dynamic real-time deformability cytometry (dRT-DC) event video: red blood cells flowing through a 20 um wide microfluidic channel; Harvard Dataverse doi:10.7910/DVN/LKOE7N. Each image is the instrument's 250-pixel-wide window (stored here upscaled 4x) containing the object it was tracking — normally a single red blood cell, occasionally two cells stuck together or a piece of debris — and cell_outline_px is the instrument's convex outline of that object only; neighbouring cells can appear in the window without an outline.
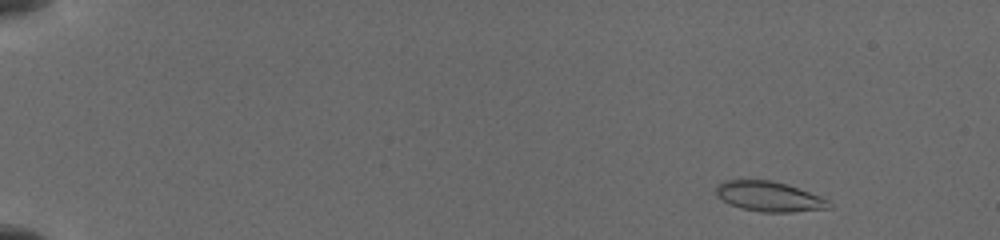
{"species": "common noctule bat (a hibernating species)", "species_latin": "Nyctalus noctula", "temperature_condition": "cold", "stored_images_in_passage": 36, "camera_frame_rate_fps": 3000, "um_per_image_px": 0.085, "animal": {"sex": "female", "body_mass_g": 19.5, "forearm_length_mm": 54.1}, "frame": {"image": 1, "passage_image": 3, "time_ms": 1.0, "image_size_px": [1000, 240], "cell_outline_px": [[832, 208], [792, 212], [760, 212], [740, 208], [716, 196], [716, 184], [724, 180], [772, 180], [788, 184], [820, 196], [828, 200], [832, 204]], "centroid_in_image_um": [65.39, 16.7], "position_along_channel_um": 19.6, "area_um2": 19.88}}
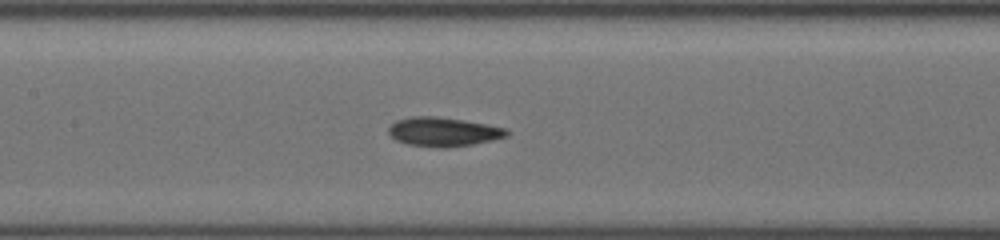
{"frame": {"image": 2, "passage_image": 23, "time_ms": 8.333, "image_size_px": [1000, 240], "cell_outline_px": [[512, 132], [508, 136], [492, 140], [472, 144], [448, 148], [440, 148], [408, 144], [396, 140], [388, 132], [388, 128], [396, 120], [412, 116], [436, 116], [464, 120], [488, 124], [508, 128]], "centroid_in_image_um": [37.74, 11.2], "position_along_channel_um": 169.7, "area_um2": 20.23}}
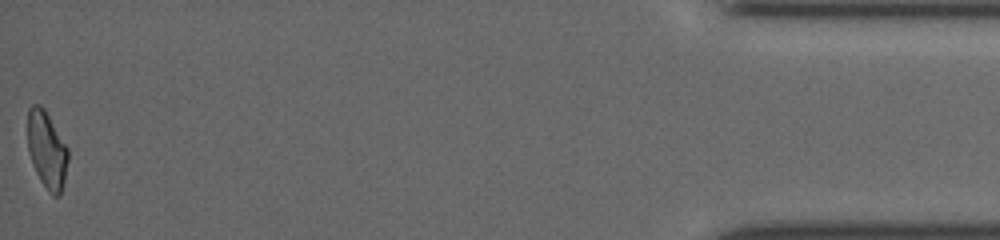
{"frame": {"image": 3, "passage_image": 36, "time_ms": 17.0, "image_size_px": [1000, 240], "cell_outline_px": [[68, 160], [64, 180], [60, 196], [52, 196], [48, 192], [40, 180], [32, 164], [28, 148], [28, 108], [32, 104], [40, 104], [44, 108], [68, 148]], "centroid_in_image_um": [3.98, 12.75], "position_along_channel_um": 431.2, "area_um2": 18.15}}